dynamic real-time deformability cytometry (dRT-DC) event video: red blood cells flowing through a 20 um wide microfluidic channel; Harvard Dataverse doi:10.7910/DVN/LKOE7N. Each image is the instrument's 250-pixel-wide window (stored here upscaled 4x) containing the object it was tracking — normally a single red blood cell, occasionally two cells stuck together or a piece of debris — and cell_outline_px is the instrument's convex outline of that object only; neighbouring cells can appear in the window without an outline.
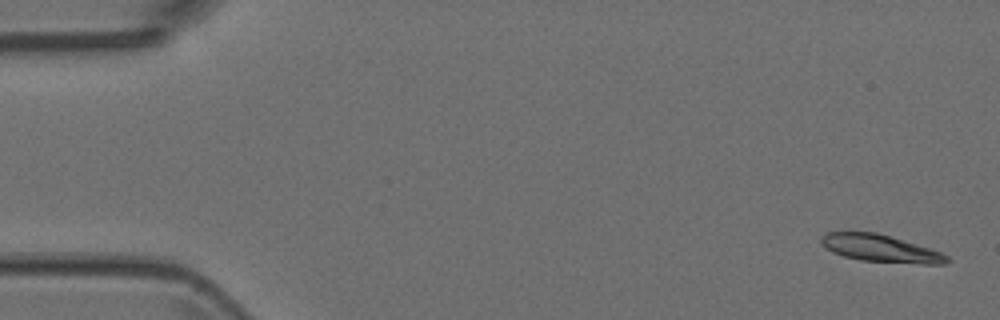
{"species": "Egyptian fruit bat (a non-hibernating species)", "species_latin": "Rousettus aegyptiacus", "temperature_condition": "room temperature", "stored_images_in_passage": 5, "camera_frame_rate_fps": 3000, "um_per_image_px": 0.085, "animal": {"sex": "female"}, "frame": {"image": 1, "passage_image": 1, "time_ms": 0.0, "image_size_px": [1000, 320], "cell_outline_px": [[952, 260], [948, 264], [920, 264], [860, 260], [844, 256], [832, 252], [820, 240], [820, 236], [828, 232], [876, 232], [932, 248], [948, 256]], "centroid_in_image_um": [74.92, 21.12], "position_along_channel_um": 10.1, "area_um2": 20.06}}